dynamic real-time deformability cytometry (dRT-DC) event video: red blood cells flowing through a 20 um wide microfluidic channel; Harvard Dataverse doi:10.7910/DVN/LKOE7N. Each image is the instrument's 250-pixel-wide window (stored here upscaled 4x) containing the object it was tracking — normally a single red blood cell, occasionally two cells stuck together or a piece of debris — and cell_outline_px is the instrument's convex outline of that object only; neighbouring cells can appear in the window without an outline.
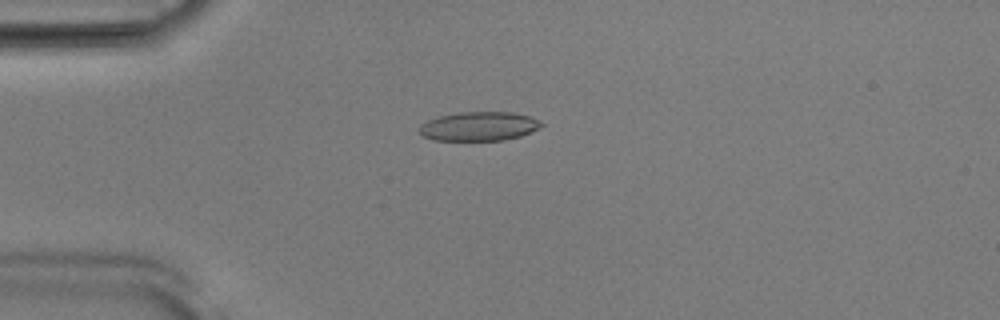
{"species": "Egyptian fruit bat (a non-hibernating species)", "species_latin": "Rousettus aegyptiacus", "temperature_condition": "room temperature", "stored_images_in_passage": 44, "camera_frame_rate_fps": 3000, "um_per_image_px": 0.085, "animal": {"sex": "male"}, "frame": {"image": 1, "passage_image": 5, "time_ms": 1.333, "image_size_px": [1000, 320], "cell_outline_px": [[544, 124], [520, 136], [504, 140], [436, 140], [424, 136], [420, 132], [420, 124], [428, 120], [440, 116], [460, 112], [512, 112], [528, 116], [540, 120]], "centroid_in_image_um": [40.7, 10.73], "position_along_channel_um": 44.3, "area_um2": 20.35}}
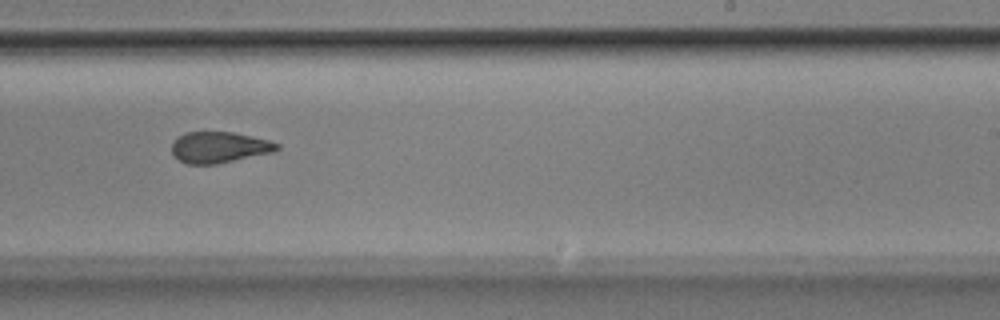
{"frame": {"image": 2, "passage_image": 24, "time_ms": 7.667, "image_size_px": [1000, 320], "cell_outline_px": [[280, 148], [272, 152], [216, 164], [188, 164], [172, 156], [172, 144], [184, 132], [232, 132], [252, 136], [268, 140], [280, 144]], "centroid_in_image_um": [18.62, 12.52], "position_along_channel_um": 270.4, "area_um2": 18.9}}
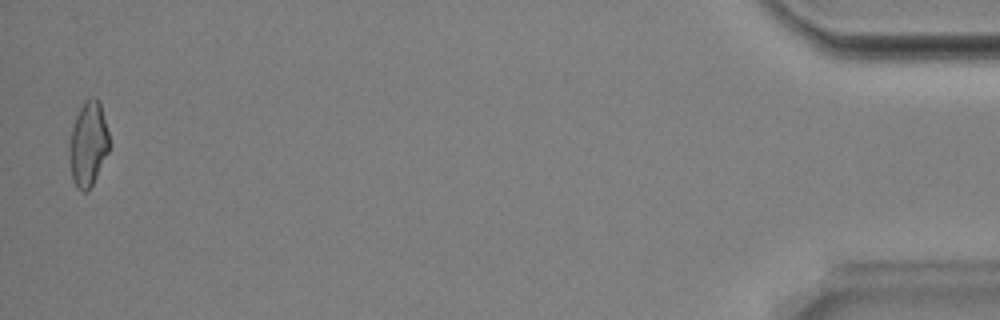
{"frame": {"image": 3, "passage_image": 43, "time_ms": 14.0, "image_size_px": [1000, 320], "cell_outline_px": [[108, 152], [88, 192], [84, 192], [76, 188], [72, 180], [68, 156], [68, 148], [72, 128], [76, 116], [84, 100], [92, 96], [100, 100], [108, 132]], "centroid_in_image_um": [7.47, 12.24], "position_along_channel_um": 427.7, "area_um2": 19.77}, "authors_computed_cell_mechanics": {"area_um2": 20.1433, "velocity_mm_per_s": 3.9084, "shape_relaxation_time_tau1_ms": 8.1291, "shape_relaxation_time_tau2_ms": 2.3669, "deformation_change_tau1": 0.1919, "deformation_change_tau2": 0.1002}}